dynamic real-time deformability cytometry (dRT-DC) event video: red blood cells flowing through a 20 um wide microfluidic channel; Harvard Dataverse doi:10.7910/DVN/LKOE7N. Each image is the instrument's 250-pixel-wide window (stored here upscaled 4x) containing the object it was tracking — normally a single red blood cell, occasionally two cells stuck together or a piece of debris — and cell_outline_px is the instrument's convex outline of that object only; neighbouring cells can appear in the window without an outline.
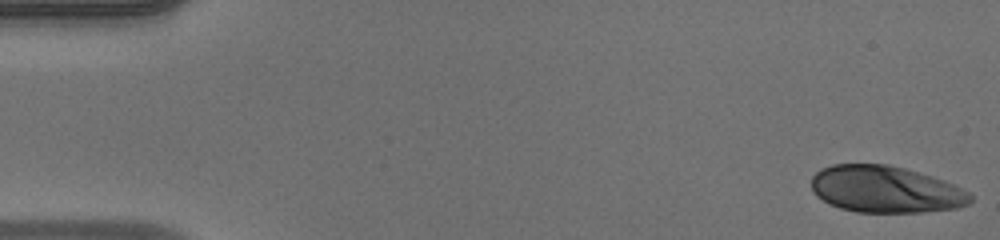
{"species": "human", "species_latin": "Homo sapiens", "temperature_condition": "warm", "stored_images_in_passage": 48, "camera_frame_rate_fps": 3000, "um_per_image_px": 0.085, "donor": {"sex": "male"}, "frame": {"image": 1, "passage_image": 1, "time_ms": 0.0, "image_size_px": [1000, 240], "cell_outline_px": [[972, 200], [968, 204], [960, 208], [924, 212], [856, 212], [840, 208], [828, 204], [816, 196], [812, 192], [812, 176], [820, 168], [832, 164], [888, 164], [904, 168], [932, 176], [944, 180], [968, 192], [972, 196]], "centroid_in_image_um": [75.25, 16.1], "position_along_channel_um": 9.8, "area_um2": 43.64}}
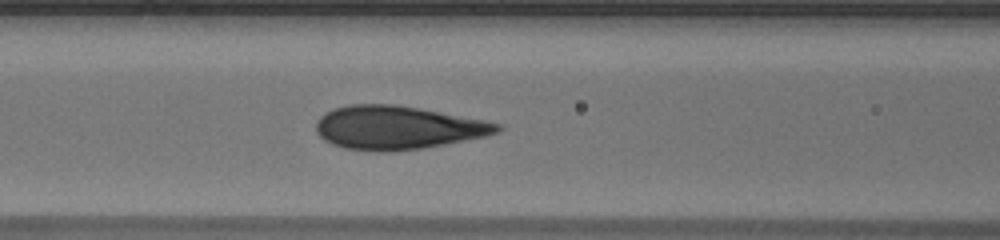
{"frame": {"image": 2, "passage_image": 20, "time_ms": 6.333, "image_size_px": [1000, 240], "cell_outline_px": [[504, 128], [500, 132], [484, 136], [444, 144], [420, 148], [392, 152], [384, 152], [344, 148], [332, 144], [324, 140], [316, 132], [316, 120], [324, 112], [332, 108], [348, 104], [392, 104], [420, 108], [484, 120], [504, 124]], "centroid_in_image_um": [33.77, 10.84], "position_along_channel_um": 132.8, "area_um2": 46.07}}
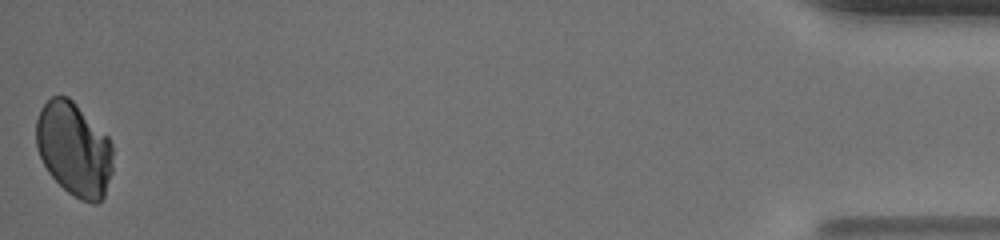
{"frame": {"image": 3, "passage_image": 48, "time_ms": 15.667, "image_size_px": [1000, 240], "cell_outline_px": [[112, 172], [104, 196], [96, 204], [92, 204], [80, 200], [68, 192], [48, 172], [36, 148], [36, 120], [40, 108], [52, 96], [68, 96], [108, 136], [112, 144]], "centroid_in_image_um": [6.29, 12.68], "position_along_channel_um": 428.9, "area_um2": 41.96}, "authors_computed_cell_mechanics": {"area_um2": 45.2285, "velocity_mm_per_s": 4.189, "shape_relaxation_time_tau1_ms": 6.9009, "shape_relaxation_time_tau2_ms": null, "deformation_change_tau1": 0.1735, "deformation_change_tau2": null}}